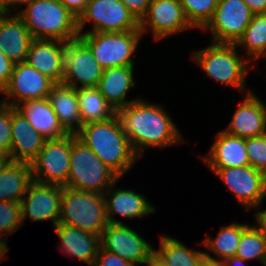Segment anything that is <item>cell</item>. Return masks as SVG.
<instances>
[{"instance_id":"obj_1","label":"cell","mask_w":266,"mask_h":266,"mask_svg":"<svg viewBox=\"0 0 266 266\" xmlns=\"http://www.w3.org/2000/svg\"><path fill=\"white\" fill-rule=\"evenodd\" d=\"M123 131L140 158L145 148H166L184 141L162 105L140 98L117 110Z\"/></svg>"},{"instance_id":"obj_2","label":"cell","mask_w":266,"mask_h":266,"mask_svg":"<svg viewBox=\"0 0 266 266\" xmlns=\"http://www.w3.org/2000/svg\"><path fill=\"white\" fill-rule=\"evenodd\" d=\"M76 137L120 178L139 159L123 131L117 114L106 121L83 125L76 133Z\"/></svg>"},{"instance_id":"obj_3","label":"cell","mask_w":266,"mask_h":266,"mask_svg":"<svg viewBox=\"0 0 266 266\" xmlns=\"http://www.w3.org/2000/svg\"><path fill=\"white\" fill-rule=\"evenodd\" d=\"M18 15L33 39L67 43L79 37L78 18L59 0H32Z\"/></svg>"},{"instance_id":"obj_4","label":"cell","mask_w":266,"mask_h":266,"mask_svg":"<svg viewBox=\"0 0 266 266\" xmlns=\"http://www.w3.org/2000/svg\"><path fill=\"white\" fill-rule=\"evenodd\" d=\"M237 49L235 44L214 42L208 47L193 51L191 59L203 69L206 77L245 94L248 93L245 78L249 74V67H255V62L252 64L247 58L239 56Z\"/></svg>"},{"instance_id":"obj_5","label":"cell","mask_w":266,"mask_h":266,"mask_svg":"<svg viewBox=\"0 0 266 266\" xmlns=\"http://www.w3.org/2000/svg\"><path fill=\"white\" fill-rule=\"evenodd\" d=\"M58 223L101 236L109 224L104 195L63 186Z\"/></svg>"},{"instance_id":"obj_6","label":"cell","mask_w":266,"mask_h":266,"mask_svg":"<svg viewBox=\"0 0 266 266\" xmlns=\"http://www.w3.org/2000/svg\"><path fill=\"white\" fill-rule=\"evenodd\" d=\"M120 177L73 134L70 169L65 187L104 194Z\"/></svg>"},{"instance_id":"obj_7","label":"cell","mask_w":266,"mask_h":266,"mask_svg":"<svg viewBox=\"0 0 266 266\" xmlns=\"http://www.w3.org/2000/svg\"><path fill=\"white\" fill-rule=\"evenodd\" d=\"M142 36L140 30L79 33V37L88 45L104 70L118 66H134L132 55H135Z\"/></svg>"},{"instance_id":"obj_8","label":"cell","mask_w":266,"mask_h":266,"mask_svg":"<svg viewBox=\"0 0 266 266\" xmlns=\"http://www.w3.org/2000/svg\"><path fill=\"white\" fill-rule=\"evenodd\" d=\"M72 142L73 134L46 140L43 148L30 163L32 180L65 186L70 169Z\"/></svg>"},{"instance_id":"obj_9","label":"cell","mask_w":266,"mask_h":266,"mask_svg":"<svg viewBox=\"0 0 266 266\" xmlns=\"http://www.w3.org/2000/svg\"><path fill=\"white\" fill-rule=\"evenodd\" d=\"M92 22L93 29L85 32H126L139 29V21L120 0H88L78 18V31Z\"/></svg>"},{"instance_id":"obj_10","label":"cell","mask_w":266,"mask_h":266,"mask_svg":"<svg viewBox=\"0 0 266 266\" xmlns=\"http://www.w3.org/2000/svg\"><path fill=\"white\" fill-rule=\"evenodd\" d=\"M253 13L243 0H218L211 20L202 29L215 43L236 44L251 21Z\"/></svg>"},{"instance_id":"obj_11","label":"cell","mask_w":266,"mask_h":266,"mask_svg":"<svg viewBox=\"0 0 266 266\" xmlns=\"http://www.w3.org/2000/svg\"><path fill=\"white\" fill-rule=\"evenodd\" d=\"M103 72L104 69L80 37L66 43L63 84L75 89L97 87Z\"/></svg>"},{"instance_id":"obj_12","label":"cell","mask_w":266,"mask_h":266,"mask_svg":"<svg viewBox=\"0 0 266 266\" xmlns=\"http://www.w3.org/2000/svg\"><path fill=\"white\" fill-rule=\"evenodd\" d=\"M227 185L241 206L260 209L266 197V176L250 165L211 169Z\"/></svg>"},{"instance_id":"obj_13","label":"cell","mask_w":266,"mask_h":266,"mask_svg":"<svg viewBox=\"0 0 266 266\" xmlns=\"http://www.w3.org/2000/svg\"><path fill=\"white\" fill-rule=\"evenodd\" d=\"M193 28L179 0H151L146 14L139 21L142 35L150 30L156 41Z\"/></svg>"},{"instance_id":"obj_14","label":"cell","mask_w":266,"mask_h":266,"mask_svg":"<svg viewBox=\"0 0 266 266\" xmlns=\"http://www.w3.org/2000/svg\"><path fill=\"white\" fill-rule=\"evenodd\" d=\"M55 83L27 62L15 63L8 85L1 92V102L16 106L24 101L46 98ZM10 99V100H9Z\"/></svg>"},{"instance_id":"obj_15","label":"cell","mask_w":266,"mask_h":266,"mask_svg":"<svg viewBox=\"0 0 266 266\" xmlns=\"http://www.w3.org/2000/svg\"><path fill=\"white\" fill-rule=\"evenodd\" d=\"M63 186L32 180L21 200L22 222L52 220L55 227L60 219ZM27 194V195H26Z\"/></svg>"},{"instance_id":"obj_16","label":"cell","mask_w":266,"mask_h":266,"mask_svg":"<svg viewBox=\"0 0 266 266\" xmlns=\"http://www.w3.org/2000/svg\"><path fill=\"white\" fill-rule=\"evenodd\" d=\"M103 250L114 253L138 266L153 252L154 248L136 230L126 224H108L100 236Z\"/></svg>"},{"instance_id":"obj_17","label":"cell","mask_w":266,"mask_h":266,"mask_svg":"<svg viewBox=\"0 0 266 266\" xmlns=\"http://www.w3.org/2000/svg\"><path fill=\"white\" fill-rule=\"evenodd\" d=\"M224 131L244 139L266 134V104L249 90Z\"/></svg>"},{"instance_id":"obj_18","label":"cell","mask_w":266,"mask_h":266,"mask_svg":"<svg viewBox=\"0 0 266 266\" xmlns=\"http://www.w3.org/2000/svg\"><path fill=\"white\" fill-rule=\"evenodd\" d=\"M66 42L54 39H33L27 53L30 66L51 79L62 83Z\"/></svg>"},{"instance_id":"obj_19","label":"cell","mask_w":266,"mask_h":266,"mask_svg":"<svg viewBox=\"0 0 266 266\" xmlns=\"http://www.w3.org/2000/svg\"><path fill=\"white\" fill-rule=\"evenodd\" d=\"M117 182L118 180L103 194L107 219L110 224H123L121 220L114 219V215L132 219L146 217L156 211L153 204H150L144 195L142 196L134 190L116 188Z\"/></svg>"},{"instance_id":"obj_20","label":"cell","mask_w":266,"mask_h":266,"mask_svg":"<svg viewBox=\"0 0 266 266\" xmlns=\"http://www.w3.org/2000/svg\"><path fill=\"white\" fill-rule=\"evenodd\" d=\"M215 137L208 155L201 158L210 169L249 165L244 138L230 135L224 130L218 132Z\"/></svg>"},{"instance_id":"obj_21","label":"cell","mask_w":266,"mask_h":266,"mask_svg":"<svg viewBox=\"0 0 266 266\" xmlns=\"http://www.w3.org/2000/svg\"><path fill=\"white\" fill-rule=\"evenodd\" d=\"M33 37L18 14L0 13V49L14 63L27 58Z\"/></svg>"},{"instance_id":"obj_22","label":"cell","mask_w":266,"mask_h":266,"mask_svg":"<svg viewBox=\"0 0 266 266\" xmlns=\"http://www.w3.org/2000/svg\"><path fill=\"white\" fill-rule=\"evenodd\" d=\"M11 160L30 164L43 148L46 139L15 108L11 113Z\"/></svg>"},{"instance_id":"obj_23","label":"cell","mask_w":266,"mask_h":266,"mask_svg":"<svg viewBox=\"0 0 266 266\" xmlns=\"http://www.w3.org/2000/svg\"><path fill=\"white\" fill-rule=\"evenodd\" d=\"M54 228L61 241L59 249L63 253L93 266L101 247L99 235L60 223Z\"/></svg>"},{"instance_id":"obj_24","label":"cell","mask_w":266,"mask_h":266,"mask_svg":"<svg viewBox=\"0 0 266 266\" xmlns=\"http://www.w3.org/2000/svg\"><path fill=\"white\" fill-rule=\"evenodd\" d=\"M134 66H118L105 69L97 85L106 101L117 111L130 103L139 100H127V93L136 86Z\"/></svg>"},{"instance_id":"obj_25","label":"cell","mask_w":266,"mask_h":266,"mask_svg":"<svg viewBox=\"0 0 266 266\" xmlns=\"http://www.w3.org/2000/svg\"><path fill=\"white\" fill-rule=\"evenodd\" d=\"M15 108L46 140L62 138L68 134L60 125L47 97L24 101Z\"/></svg>"},{"instance_id":"obj_26","label":"cell","mask_w":266,"mask_h":266,"mask_svg":"<svg viewBox=\"0 0 266 266\" xmlns=\"http://www.w3.org/2000/svg\"><path fill=\"white\" fill-rule=\"evenodd\" d=\"M47 99L63 129L68 134H76L81 128L76 89L63 83H55Z\"/></svg>"},{"instance_id":"obj_27","label":"cell","mask_w":266,"mask_h":266,"mask_svg":"<svg viewBox=\"0 0 266 266\" xmlns=\"http://www.w3.org/2000/svg\"><path fill=\"white\" fill-rule=\"evenodd\" d=\"M31 181L30 164L10 160L0 171V201L21 203Z\"/></svg>"},{"instance_id":"obj_28","label":"cell","mask_w":266,"mask_h":266,"mask_svg":"<svg viewBox=\"0 0 266 266\" xmlns=\"http://www.w3.org/2000/svg\"><path fill=\"white\" fill-rule=\"evenodd\" d=\"M78 105L83 125L106 121L117 114L97 87H79L76 89Z\"/></svg>"},{"instance_id":"obj_29","label":"cell","mask_w":266,"mask_h":266,"mask_svg":"<svg viewBox=\"0 0 266 266\" xmlns=\"http://www.w3.org/2000/svg\"><path fill=\"white\" fill-rule=\"evenodd\" d=\"M248 225V223L232 222L229 225L222 226L215 238H210L209 235L205 237L201 245L203 244V247H206L209 252H213L212 254H215L218 258L212 257L206 251L204 252L205 257L224 262L226 259L235 256L242 232Z\"/></svg>"},{"instance_id":"obj_30","label":"cell","mask_w":266,"mask_h":266,"mask_svg":"<svg viewBox=\"0 0 266 266\" xmlns=\"http://www.w3.org/2000/svg\"><path fill=\"white\" fill-rule=\"evenodd\" d=\"M154 251L168 266H197L205 257L204 251L188 247L172 236L160 237V248Z\"/></svg>"},{"instance_id":"obj_31","label":"cell","mask_w":266,"mask_h":266,"mask_svg":"<svg viewBox=\"0 0 266 266\" xmlns=\"http://www.w3.org/2000/svg\"><path fill=\"white\" fill-rule=\"evenodd\" d=\"M235 45L246 49L245 55L250 62L262 56L266 57V13L252 15L250 23Z\"/></svg>"},{"instance_id":"obj_32","label":"cell","mask_w":266,"mask_h":266,"mask_svg":"<svg viewBox=\"0 0 266 266\" xmlns=\"http://www.w3.org/2000/svg\"><path fill=\"white\" fill-rule=\"evenodd\" d=\"M235 256L247 262L256 259L266 266V237L256 224L243 230Z\"/></svg>"},{"instance_id":"obj_33","label":"cell","mask_w":266,"mask_h":266,"mask_svg":"<svg viewBox=\"0 0 266 266\" xmlns=\"http://www.w3.org/2000/svg\"><path fill=\"white\" fill-rule=\"evenodd\" d=\"M185 15L194 28L201 30L211 20L218 0H179Z\"/></svg>"},{"instance_id":"obj_34","label":"cell","mask_w":266,"mask_h":266,"mask_svg":"<svg viewBox=\"0 0 266 266\" xmlns=\"http://www.w3.org/2000/svg\"><path fill=\"white\" fill-rule=\"evenodd\" d=\"M21 225H23L21 203L0 201V235L8 238L20 229Z\"/></svg>"},{"instance_id":"obj_35","label":"cell","mask_w":266,"mask_h":266,"mask_svg":"<svg viewBox=\"0 0 266 266\" xmlns=\"http://www.w3.org/2000/svg\"><path fill=\"white\" fill-rule=\"evenodd\" d=\"M245 147L249 165L266 176V134L246 138Z\"/></svg>"},{"instance_id":"obj_36","label":"cell","mask_w":266,"mask_h":266,"mask_svg":"<svg viewBox=\"0 0 266 266\" xmlns=\"http://www.w3.org/2000/svg\"><path fill=\"white\" fill-rule=\"evenodd\" d=\"M14 106L0 101V152L6 153L11 159L12 132L11 113Z\"/></svg>"},{"instance_id":"obj_37","label":"cell","mask_w":266,"mask_h":266,"mask_svg":"<svg viewBox=\"0 0 266 266\" xmlns=\"http://www.w3.org/2000/svg\"><path fill=\"white\" fill-rule=\"evenodd\" d=\"M93 266H136L129 261L124 260L122 257L103 250L101 247L95 258Z\"/></svg>"},{"instance_id":"obj_38","label":"cell","mask_w":266,"mask_h":266,"mask_svg":"<svg viewBox=\"0 0 266 266\" xmlns=\"http://www.w3.org/2000/svg\"><path fill=\"white\" fill-rule=\"evenodd\" d=\"M15 63L0 49V92L8 85Z\"/></svg>"},{"instance_id":"obj_39","label":"cell","mask_w":266,"mask_h":266,"mask_svg":"<svg viewBox=\"0 0 266 266\" xmlns=\"http://www.w3.org/2000/svg\"><path fill=\"white\" fill-rule=\"evenodd\" d=\"M138 21L146 14L151 0H120Z\"/></svg>"},{"instance_id":"obj_40","label":"cell","mask_w":266,"mask_h":266,"mask_svg":"<svg viewBox=\"0 0 266 266\" xmlns=\"http://www.w3.org/2000/svg\"><path fill=\"white\" fill-rule=\"evenodd\" d=\"M31 1L32 0H0V13L1 14H12V13L18 14L23 9L22 8L23 4L25 3L27 6ZM12 8L14 10L16 8L17 12H15Z\"/></svg>"},{"instance_id":"obj_41","label":"cell","mask_w":266,"mask_h":266,"mask_svg":"<svg viewBox=\"0 0 266 266\" xmlns=\"http://www.w3.org/2000/svg\"><path fill=\"white\" fill-rule=\"evenodd\" d=\"M74 16L79 18L88 3V0H59Z\"/></svg>"},{"instance_id":"obj_42","label":"cell","mask_w":266,"mask_h":266,"mask_svg":"<svg viewBox=\"0 0 266 266\" xmlns=\"http://www.w3.org/2000/svg\"><path fill=\"white\" fill-rule=\"evenodd\" d=\"M253 14L266 13V0H243Z\"/></svg>"},{"instance_id":"obj_43","label":"cell","mask_w":266,"mask_h":266,"mask_svg":"<svg viewBox=\"0 0 266 266\" xmlns=\"http://www.w3.org/2000/svg\"><path fill=\"white\" fill-rule=\"evenodd\" d=\"M142 264L147 266H168L155 251Z\"/></svg>"},{"instance_id":"obj_44","label":"cell","mask_w":266,"mask_h":266,"mask_svg":"<svg viewBox=\"0 0 266 266\" xmlns=\"http://www.w3.org/2000/svg\"><path fill=\"white\" fill-rule=\"evenodd\" d=\"M256 218L257 226L261 229L266 237V209L265 210H258L257 213L254 214Z\"/></svg>"},{"instance_id":"obj_45","label":"cell","mask_w":266,"mask_h":266,"mask_svg":"<svg viewBox=\"0 0 266 266\" xmlns=\"http://www.w3.org/2000/svg\"><path fill=\"white\" fill-rule=\"evenodd\" d=\"M245 262L247 261H244L242 260L241 258H238L236 256H233L231 258H228L226 259L223 263V266H237V265H245Z\"/></svg>"},{"instance_id":"obj_46","label":"cell","mask_w":266,"mask_h":266,"mask_svg":"<svg viewBox=\"0 0 266 266\" xmlns=\"http://www.w3.org/2000/svg\"><path fill=\"white\" fill-rule=\"evenodd\" d=\"M4 236L0 235V262L1 259L4 258L5 255H7V252H9V247L7 246L6 238L3 239Z\"/></svg>"},{"instance_id":"obj_47","label":"cell","mask_w":266,"mask_h":266,"mask_svg":"<svg viewBox=\"0 0 266 266\" xmlns=\"http://www.w3.org/2000/svg\"><path fill=\"white\" fill-rule=\"evenodd\" d=\"M197 266H223V263L218 260H211L204 257Z\"/></svg>"},{"instance_id":"obj_48","label":"cell","mask_w":266,"mask_h":266,"mask_svg":"<svg viewBox=\"0 0 266 266\" xmlns=\"http://www.w3.org/2000/svg\"><path fill=\"white\" fill-rule=\"evenodd\" d=\"M10 160L11 159L8 154L0 152V171L8 164Z\"/></svg>"}]
</instances>
